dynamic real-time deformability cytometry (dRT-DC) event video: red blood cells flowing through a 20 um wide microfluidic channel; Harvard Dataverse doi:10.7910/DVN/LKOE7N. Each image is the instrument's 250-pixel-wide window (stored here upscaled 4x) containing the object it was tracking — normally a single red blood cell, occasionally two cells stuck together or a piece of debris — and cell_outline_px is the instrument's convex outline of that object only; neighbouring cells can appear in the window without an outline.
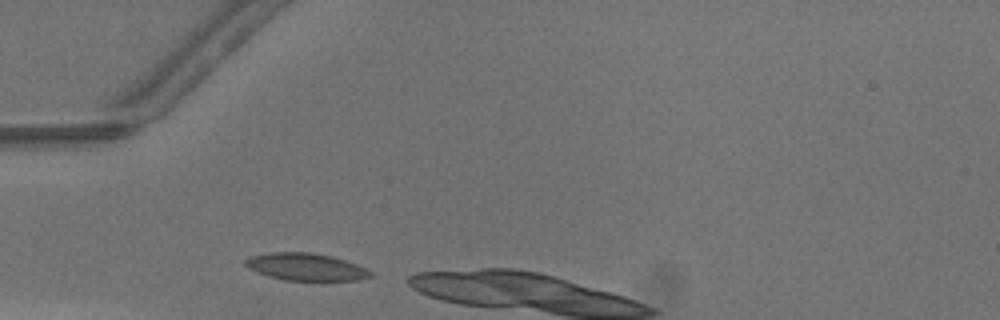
{"species": "common noctule bat (a hibernating species)", "species_latin": "Nyctalus noctula", "temperature_condition": "warm", "stored_images_in_passage": 4, "camera_frame_rate_fps": 3000, "um_per_image_px": 0.085, "animal": {"sex": "male", "body_mass_g": 13.3}, "frame": {"image": 1, "passage_image": 1, "time_ms": 0.0, "image_size_px": [1000, 320], "cell_outline_px": [[372, 276], [356, 280], [284, 280], [268, 276], [256, 272], [248, 268], [244, 264], [244, 260], [252, 256], [268, 252], [312, 252], [332, 256], [356, 264], [372, 272]], "centroid_in_image_um": [25.95, 22.67], "position_along_channel_um": 59.0, "area_um2": 19.83}}